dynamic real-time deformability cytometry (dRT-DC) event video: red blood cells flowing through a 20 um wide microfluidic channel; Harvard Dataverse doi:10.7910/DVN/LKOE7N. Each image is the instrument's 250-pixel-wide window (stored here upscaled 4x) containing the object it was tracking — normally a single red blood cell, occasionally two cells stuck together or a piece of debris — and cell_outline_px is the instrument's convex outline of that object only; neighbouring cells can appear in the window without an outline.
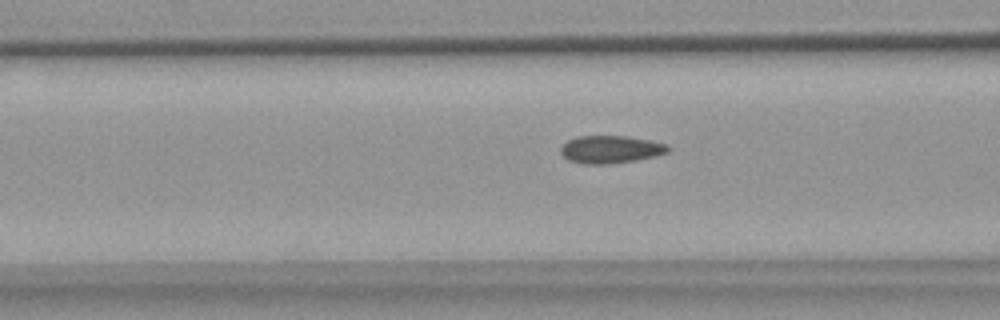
{"species": "common noctule bat (a hibernating species)", "species_latin": "Nyctalus noctula", "temperature_condition": "warm", "stored_images_in_passage": 40, "camera_frame_rate_fps": 3000, "um_per_image_px": 0.085, "animal": {"sex": "female", "body_mass_g": 18.4}, "frame": {"image": 1, "passage_image": 8, "time_ms": 2.333, "image_size_px": [1000, 320], "cell_outline_px": [[672, 148], [668, 152], [656, 156], [636, 160], [612, 164], [580, 164], [568, 160], [560, 152], [560, 148], [568, 140], [576, 136], [628, 136], [652, 140], [668, 144]], "centroid_in_image_um": [51.93, 12.7], "position_along_channel_um": 114.7, "area_um2": 17.63}}
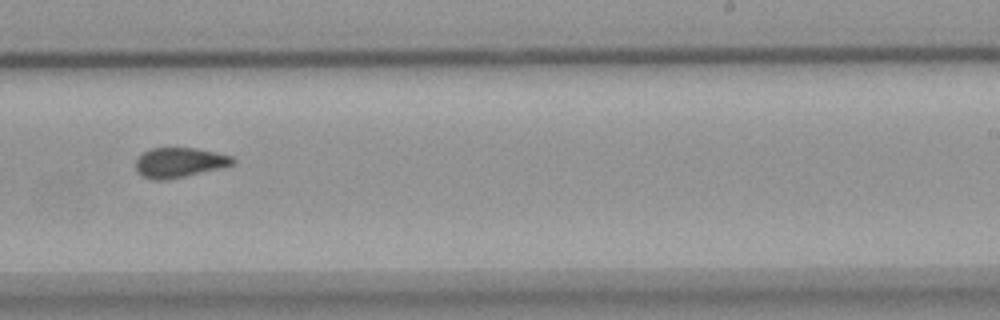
{"frame": {"image": 2, "passage_image": 21, "time_ms": 6.667, "image_size_px": [1000, 320], "cell_outline_px": [[236, 160], [232, 164], [220, 168], [168, 180], [152, 180], [140, 176], [136, 172], [136, 156], [152, 148], [196, 148], [232, 156]], "centroid_in_image_um": [15.19, 13.82], "position_along_channel_um": 273.8, "area_um2": 16.99}}
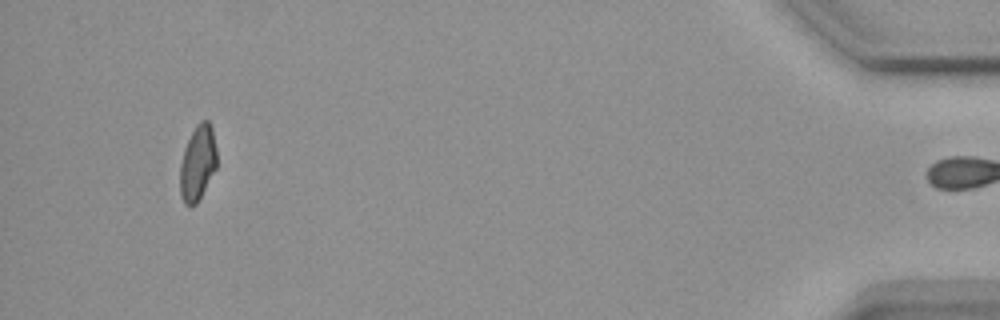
{"frame": {"image": 3, "passage_image": 39, "time_ms": 12.667, "image_size_px": [1000, 320], "cell_outline_px": [[216, 168], [196, 204], [184, 204], [180, 196], [180, 164], [184, 148], [196, 124], [200, 120], [208, 120], [212, 128], [216, 148]], "centroid_in_image_um": [16.79, 13.83], "position_along_channel_um": 418.4, "area_um2": 16.01}, "authors_computed_cell_mechanics": {"area_um2": 17.2822, "velocity_mm_per_s": 3.6854, "shape_relaxation_time_tau1_ms": null, "shape_relaxation_time_tau2_ms": 1.7063, "deformation_change_tau1": null, "deformation_change_tau2": 0.0587}}